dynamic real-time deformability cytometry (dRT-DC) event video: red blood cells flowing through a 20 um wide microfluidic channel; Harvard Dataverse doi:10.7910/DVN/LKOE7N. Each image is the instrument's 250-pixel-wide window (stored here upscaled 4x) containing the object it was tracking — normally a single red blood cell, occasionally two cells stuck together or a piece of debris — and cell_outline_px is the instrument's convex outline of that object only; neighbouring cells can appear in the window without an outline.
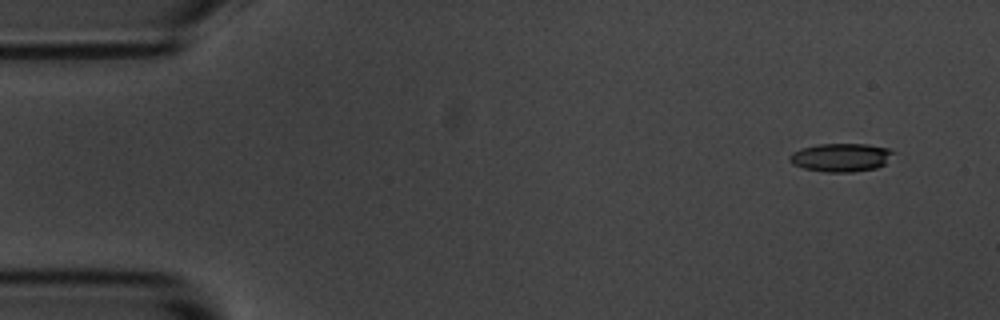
{"species": "common noctule bat (a hibernating species)", "species_latin": "Nyctalus noctula", "temperature_condition": "room temperature", "stored_images_in_passage": 5, "camera_frame_rate_fps": 3000, "um_per_image_px": 0.085, "animal": {"sex": "male", "body_mass_g": 20.1, "forearm_length_mm": 53.5}, "frame": {"image": 1, "passage_image": 1, "time_ms": 0.0, "image_size_px": [1000, 320], "cell_outline_px": [[896, 152], [884, 164], [876, 168], [852, 172], [824, 172], [804, 168], [792, 164], [788, 160], [788, 156], [792, 152], [800, 148], [816, 144], [868, 144], [888, 148]], "centroid_in_image_um": [71.45, 13.37], "position_along_channel_um": 13.5, "area_um2": 17.34}}